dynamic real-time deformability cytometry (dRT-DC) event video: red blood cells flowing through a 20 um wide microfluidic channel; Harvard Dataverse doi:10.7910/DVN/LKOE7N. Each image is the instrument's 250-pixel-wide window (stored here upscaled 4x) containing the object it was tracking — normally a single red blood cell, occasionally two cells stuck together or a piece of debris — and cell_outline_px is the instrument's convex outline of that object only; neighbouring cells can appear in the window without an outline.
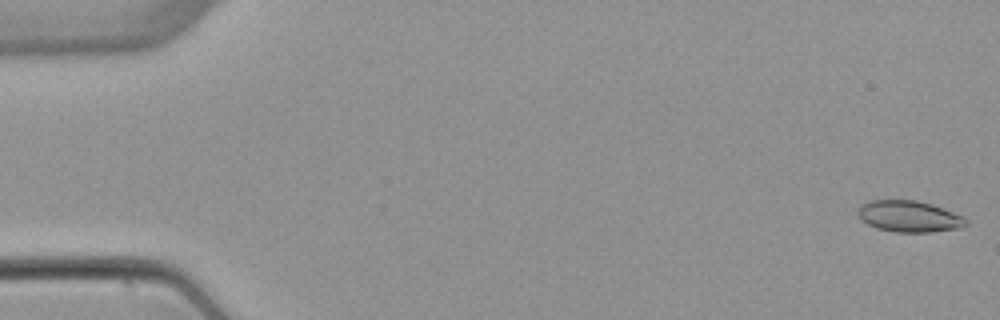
{"species": "common noctule bat (a hibernating species)", "species_latin": "Nyctalus noctula", "temperature_condition": "warm", "stored_images_in_passage": 5, "camera_frame_rate_fps": 3000, "um_per_image_px": 0.085, "animal": {"sex": "female", "body_mass_g": 22.7, "forearm_length_mm": 54.2}, "frame": {"image": 1, "passage_image": 1, "time_ms": 0.0, "image_size_px": [1000, 320], "cell_outline_px": [[968, 224], [960, 228], [932, 232], [896, 232], [876, 228], [860, 220], [856, 212], [868, 200], [916, 200], [932, 204], [944, 208], [964, 216], [968, 220]], "centroid_in_image_um": [77.3, 18.39], "position_along_channel_um": 7.7, "area_um2": 19.94}}
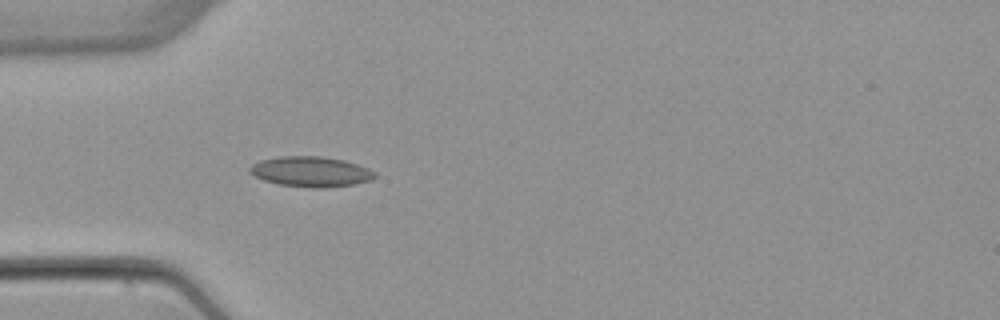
{"frame": {"image": 2, "passage_image": 5, "time_ms": 5.0, "image_size_px": [1000, 320], "cell_outline_px": [[376, 176], [372, 180], [356, 184], [324, 188], [312, 188], [280, 184], [264, 180], [248, 172], [248, 168], [252, 164], [260, 160], [280, 156], [320, 156], [344, 160], [368, 168], [376, 172]], "centroid_in_image_um": [26.43, 14.59], "position_along_channel_um": 58.6, "area_um2": 22.14}}